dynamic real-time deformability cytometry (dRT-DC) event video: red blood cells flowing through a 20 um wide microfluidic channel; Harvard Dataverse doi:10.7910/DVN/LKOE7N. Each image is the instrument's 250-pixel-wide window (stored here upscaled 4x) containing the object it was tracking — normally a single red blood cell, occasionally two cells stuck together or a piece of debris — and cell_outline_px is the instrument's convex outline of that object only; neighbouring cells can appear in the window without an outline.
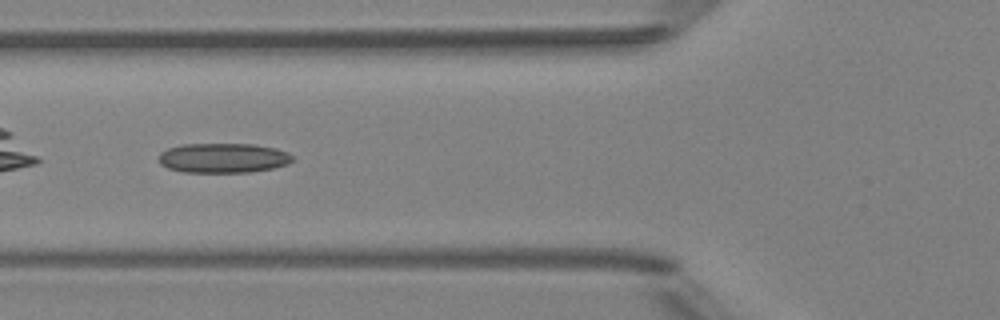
{"species": "Egyptian fruit bat (a non-hibernating species)", "species_latin": "Rousettus aegyptiacus", "temperature_condition": "room temperature", "stored_images_in_passage": 5, "camera_frame_rate_fps": 3000, "um_per_image_px": 0.085, "animal": {"sex": "female"}, "frame": {"image": 1, "passage_image": 5, "time_ms": 4.667, "image_size_px": [1000, 320], "cell_outline_px": [[292, 160], [288, 164], [272, 168], [252, 172], [184, 172], [168, 168], [160, 164], [160, 152], [168, 148], [184, 144], [256, 144], [276, 148], [288, 152], [292, 156]], "centroid_in_image_um": [18.99, 13.42], "position_along_channel_um": 106.8, "area_um2": 23.18}}